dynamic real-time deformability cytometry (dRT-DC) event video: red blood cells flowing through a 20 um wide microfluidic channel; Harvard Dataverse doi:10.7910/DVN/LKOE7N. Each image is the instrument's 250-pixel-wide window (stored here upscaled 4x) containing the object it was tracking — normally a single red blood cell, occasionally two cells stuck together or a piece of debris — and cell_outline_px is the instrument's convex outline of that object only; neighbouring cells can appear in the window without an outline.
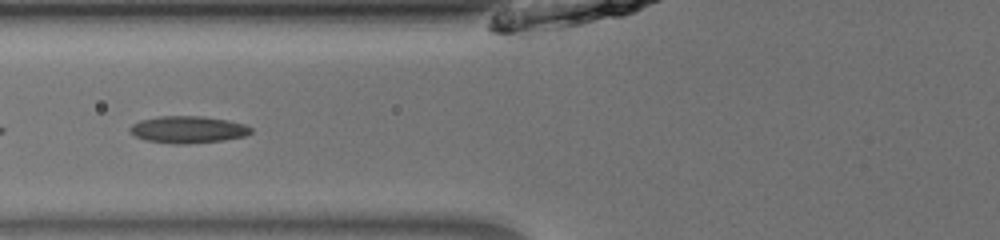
{"species": "common noctule bat (a hibernating species)", "species_latin": "Nyctalus noctula", "temperature_condition": "room temperature", "stored_images_in_passage": 35, "camera_frame_rate_fps": 3000, "um_per_image_px": 0.085, "animal": {"sex": "male", "body_mass_g": 13.0, "forearm_length_mm": 53.1}, "frame": {"image": 1, "passage_image": 6, "time_ms": 1.667, "image_size_px": [1000, 240], "cell_outline_px": [[252, 132], [244, 136], [224, 140], [188, 144], [172, 144], [144, 140], [136, 136], [128, 128], [132, 124], [140, 120], [160, 116], [204, 116], [228, 120], [244, 124], [252, 128]], "centroid_in_image_um": [15.98, 11.01], "position_along_channel_um": 109.8, "area_um2": 19.13}, "authors_computed_cell_mechanics": {"area_um2": 19.1896, "velocity_mm_per_s": 3.9781, "shape_relaxation_time_tau1_ms": null, "shape_relaxation_time_tau2_ms": 3.3424, "deformation_change_tau1": null, "deformation_change_tau2": 0.102}}